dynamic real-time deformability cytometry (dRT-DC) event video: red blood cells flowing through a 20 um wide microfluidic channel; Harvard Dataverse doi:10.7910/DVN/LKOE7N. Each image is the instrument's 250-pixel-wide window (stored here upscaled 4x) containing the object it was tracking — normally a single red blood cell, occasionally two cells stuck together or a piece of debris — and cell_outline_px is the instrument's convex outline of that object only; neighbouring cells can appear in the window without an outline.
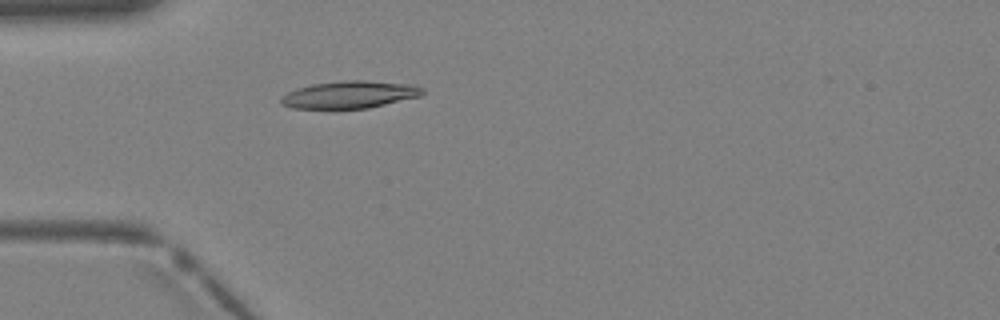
{"species": "Egyptian fruit bat (a non-hibernating species)", "species_latin": "Rousettus aegyptiacus", "temperature_condition": "warm", "stored_images_in_passage": 6, "camera_frame_rate_fps": 3000, "um_per_image_px": 0.085, "animal": {"sex": "female"}, "frame": {"image": 1, "passage_image": 2, "time_ms": 0.333, "image_size_px": [1000, 320], "cell_outline_px": [[424, 92], [420, 96], [368, 108], [332, 112], [292, 108], [280, 104], [280, 96], [296, 88], [312, 84], [340, 80], [368, 80], [416, 84], [424, 88]], "centroid_in_image_um": [29.65, 8.08], "position_along_channel_um": 55.3, "area_um2": 23.87}}